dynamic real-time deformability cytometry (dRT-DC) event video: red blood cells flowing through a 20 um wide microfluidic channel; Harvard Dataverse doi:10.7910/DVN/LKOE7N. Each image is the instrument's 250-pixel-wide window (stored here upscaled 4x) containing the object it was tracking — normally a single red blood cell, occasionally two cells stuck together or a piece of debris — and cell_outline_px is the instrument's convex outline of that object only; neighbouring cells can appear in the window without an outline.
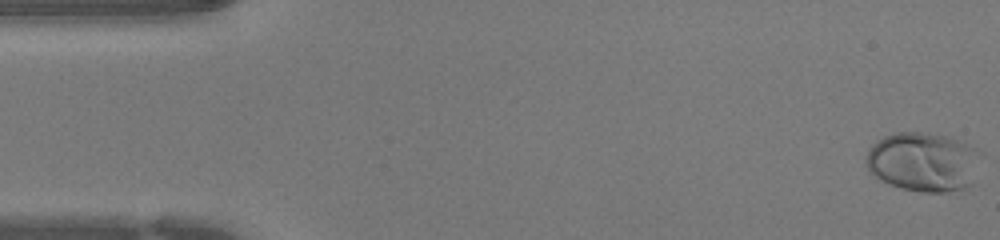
{"species": "human", "species_latin": "Homo sapiens", "temperature_condition": "warm", "stored_images_in_passage": 45, "camera_frame_rate_fps": 3000, "um_per_image_px": 0.085, "donor": {"sex": "female"}, "frame": {"image": 1, "passage_image": 1, "time_ms": 0.0, "image_size_px": [1000, 240], "cell_outline_px": [[976, 148], [972, 184], [964, 188], [948, 192], [920, 192], [888, 184], [880, 180], [868, 168], [864, 160], [868, 148], [876, 140], [884, 136], [896, 132], [920, 132], [952, 136]], "centroid_in_image_um": [78.39, 13.74], "position_along_channel_um": 6.6, "area_um2": 39.3}}
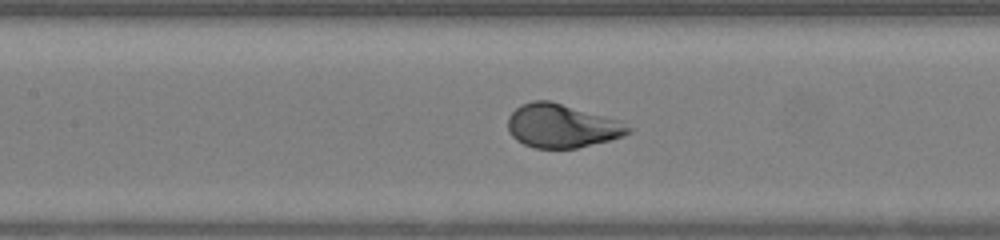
{"frame": {"image": 2, "passage_image": 20, "time_ms": 6.333, "image_size_px": [1000, 240], "cell_outline_px": [[632, 132], [624, 136], [576, 148], [536, 148], [524, 144], [516, 140], [508, 132], [508, 116], [520, 104], [532, 100], [548, 100], [620, 120], [632, 128]], "centroid_in_image_um": [47.74, 10.7], "position_along_channel_um": 159.7, "area_um2": 30.58}}
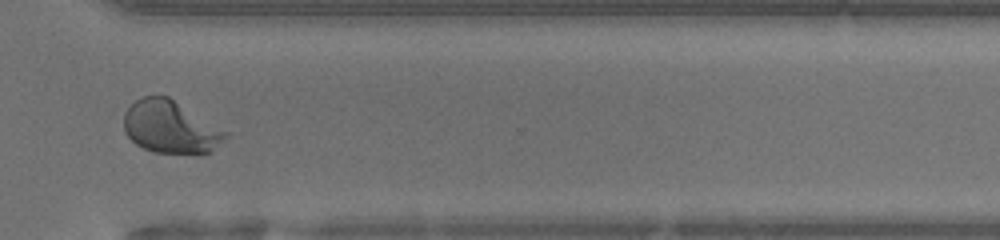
{"frame": {"image": 3, "passage_image": 33, "time_ms": 10.667, "image_size_px": [1000, 240], "cell_outline_px": [[228, 136], [224, 140], [208, 152], [200, 156], [156, 152], [144, 148], [136, 144], [124, 132], [124, 112], [136, 100], [144, 96], [168, 96], [228, 132]], "centroid_in_image_um": [14.49, 10.83], "position_along_channel_um": 356.1, "area_um2": 31.21}}